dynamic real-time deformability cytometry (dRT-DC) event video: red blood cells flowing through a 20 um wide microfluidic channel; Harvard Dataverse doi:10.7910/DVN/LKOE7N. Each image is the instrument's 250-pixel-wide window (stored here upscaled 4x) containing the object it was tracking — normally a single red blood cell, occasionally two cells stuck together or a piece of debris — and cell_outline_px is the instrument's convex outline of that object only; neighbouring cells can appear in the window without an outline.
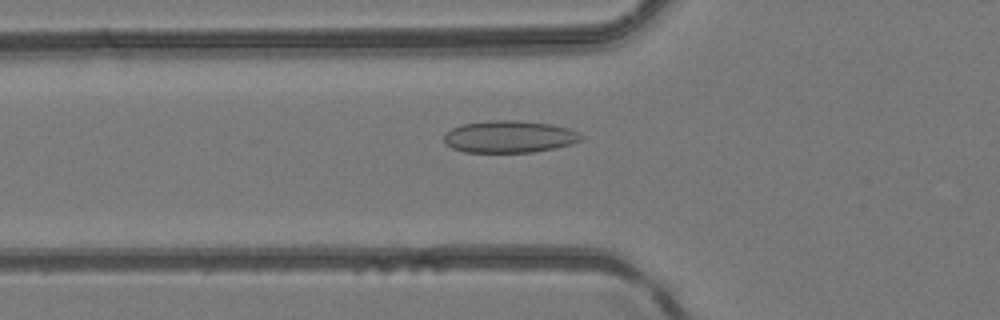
{"species": "common noctule bat (a hibernating species)", "species_latin": "Nyctalus noctula", "temperature_condition": "room temperature", "stored_images_in_passage": 41, "camera_frame_rate_fps": 3000, "um_per_image_px": 0.085, "animal": {"sex": "female", "body_mass_g": 24.6, "forearm_length_mm": 56.2}, "frame": {"image": 1, "passage_image": 13, "time_ms": 4.0, "image_size_px": [1000, 320], "cell_outline_px": [[584, 136], [580, 140], [572, 144], [532, 152], [464, 152], [452, 148], [444, 144], [444, 136], [452, 128], [464, 124], [488, 120], [516, 120], [552, 124], [568, 128], [580, 132]], "centroid_in_image_um": [43.3, 11.61], "position_along_channel_um": 82.5, "area_um2": 25.66}}
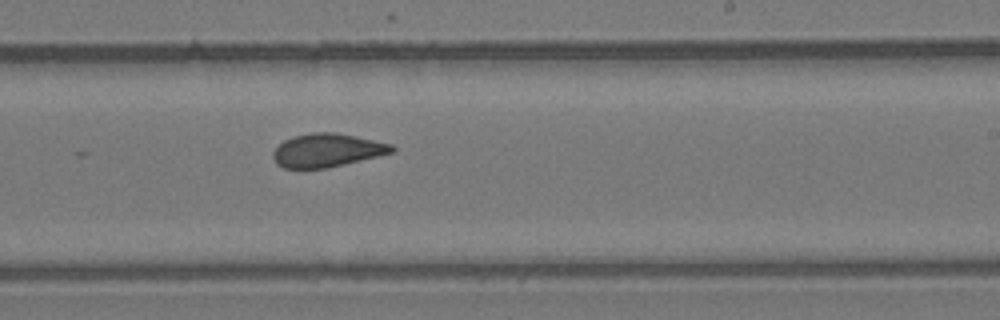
{"frame": {"image": 2, "passage_image": 25, "time_ms": 8.0, "image_size_px": [1000, 320], "cell_outline_px": [[396, 152], [328, 168], [284, 168], [276, 164], [272, 156], [272, 152], [284, 140], [292, 136], [312, 132], [332, 132], [356, 136], [392, 144], [396, 148]], "centroid_in_image_um": [27.82, 12.77], "position_along_channel_um": 261.2, "area_um2": 23.29}}
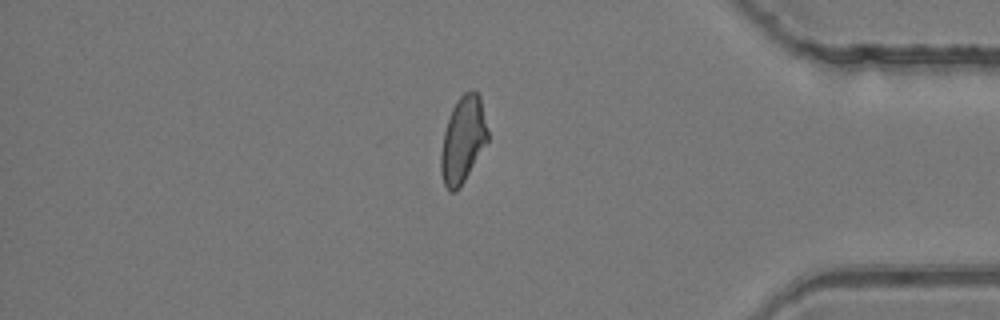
{"frame": {"image": 3, "passage_image": 36, "time_ms": 11.667, "image_size_px": [1000, 320], "cell_outline_px": [[488, 140], [460, 188], [456, 192], [448, 192], [444, 184], [440, 172], [440, 152], [444, 132], [452, 108], [456, 100], [464, 92], [472, 88], [480, 96], [488, 132]], "centroid_in_image_um": [39.33, 11.89], "position_along_channel_um": 395.9, "area_um2": 23.64}}